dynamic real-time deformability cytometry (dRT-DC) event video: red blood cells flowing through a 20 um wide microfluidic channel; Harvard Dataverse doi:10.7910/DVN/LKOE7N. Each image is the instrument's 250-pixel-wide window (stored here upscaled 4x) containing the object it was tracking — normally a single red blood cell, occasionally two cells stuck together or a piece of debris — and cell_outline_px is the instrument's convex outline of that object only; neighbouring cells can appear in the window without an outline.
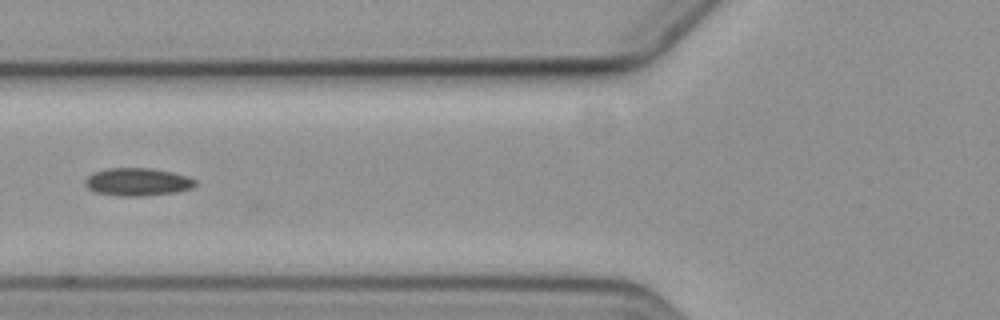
{"species": "common noctule bat (a hibernating species)", "species_latin": "Nyctalus noctula", "temperature_condition": "cold", "stored_images_in_passage": 2, "camera_frame_rate_fps": 3000, "um_per_image_px": 0.085, "animal": {"sex": "female", "body_mass_g": 19.3, "forearm_length_mm": 54.1}, "frame": {"image": 1, "passage_image": 2, "time_ms": 1.0, "image_size_px": [1000, 320], "cell_outline_px": [[196, 184], [192, 188], [176, 192], [140, 196], [116, 196], [96, 192], [88, 188], [84, 184], [84, 180], [92, 172], [108, 168], [152, 168], [172, 172], [188, 176], [196, 180]], "centroid_in_image_um": [11.67, 15.46], "position_along_channel_um": 114.1, "area_um2": 17.98}}